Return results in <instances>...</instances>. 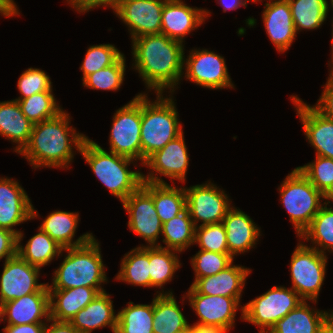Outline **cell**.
I'll use <instances>...</instances> for the list:
<instances>
[{
    "instance_id": "cell-47",
    "label": "cell",
    "mask_w": 333,
    "mask_h": 333,
    "mask_svg": "<svg viewBox=\"0 0 333 333\" xmlns=\"http://www.w3.org/2000/svg\"><path fill=\"white\" fill-rule=\"evenodd\" d=\"M17 255V235L9 230L0 228V261Z\"/></svg>"
},
{
    "instance_id": "cell-31",
    "label": "cell",
    "mask_w": 333,
    "mask_h": 333,
    "mask_svg": "<svg viewBox=\"0 0 333 333\" xmlns=\"http://www.w3.org/2000/svg\"><path fill=\"white\" fill-rule=\"evenodd\" d=\"M154 295L153 333H177L190 325L174 294Z\"/></svg>"
},
{
    "instance_id": "cell-43",
    "label": "cell",
    "mask_w": 333,
    "mask_h": 333,
    "mask_svg": "<svg viewBox=\"0 0 333 333\" xmlns=\"http://www.w3.org/2000/svg\"><path fill=\"white\" fill-rule=\"evenodd\" d=\"M200 250L229 253L226 231L222 222L195 227V243Z\"/></svg>"
},
{
    "instance_id": "cell-14",
    "label": "cell",
    "mask_w": 333,
    "mask_h": 333,
    "mask_svg": "<svg viewBox=\"0 0 333 333\" xmlns=\"http://www.w3.org/2000/svg\"><path fill=\"white\" fill-rule=\"evenodd\" d=\"M122 205L128 213L129 230L142 238L147 243L146 246H159L163 223L156 212L152 195L141 185Z\"/></svg>"
},
{
    "instance_id": "cell-53",
    "label": "cell",
    "mask_w": 333,
    "mask_h": 333,
    "mask_svg": "<svg viewBox=\"0 0 333 333\" xmlns=\"http://www.w3.org/2000/svg\"><path fill=\"white\" fill-rule=\"evenodd\" d=\"M333 19V17H332ZM332 39L330 40L331 41V60L328 61V67L330 68L329 70H333V20H332Z\"/></svg>"
},
{
    "instance_id": "cell-13",
    "label": "cell",
    "mask_w": 333,
    "mask_h": 333,
    "mask_svg": "<svg viewBox=\"0 0 333 333\" xmlns=\"http://www.w3.org/2000/svg\"><path fill=\"white\" fill-rule=\"evenodd\" d=\"M187 149L183 132L145 161L142 166L149 168L150 172L143 174V181L167 184L161 177L164 176L170 178L171 183L175 184L177 180L185 183L190 161Z\"/></svg>"
},
{
    "instance_id": "cell-30",
    "label": "cell",
    "mask_w": 333,
    "mask_h": 333,
    "mask_svg": "<svg viewBox=\"0 0 333 333\" xmlns=\"http://www.w3.org/2000/svg\"><path fill=\"white\" fill-rule=\"evenodd\" d=\"M142 186L152 195L156 212L162 223L171 220L186 209L184 187L147 181H143Z\"/></svg>"
},
{
    "instance_id": "cell-10",
    "label": "cell",
    "mask_w": 333,
    "mask_h": 333,
    "mask_svg": "<svg viewBox=\"0 0 333 333\" xmlns=\"http://www.w3.org/2000/svg\"><path fill=\"white\" fill-rule=\"evenodd\" d=\"M182 78L194 82L197 86L211 90L234 89L226 60L222 55L208 49H191L184 55Z\"/></svg>"
},
{
    "instance_id": "cell-22",
    "label": "cell",
    "mask_w": 333,
    "mask_h": 333,
    "mask_svg": "<svg viewBox=\"0 0 333 333\" xmlns=\"http://www.w3.org/2000/svg\"><path fill=\"white\" fill-rule=\"evenodd\" d=\"M50 319L49 291H37L3 304L7 325L47 323Z\"/></svg>"
},
{
    "instance_id": "cell-28",
    "label": "cell",
    "mask_w": 333,
    "mask_h": 333,
    "mask_svg": "<svg viewBox=\"0 0 333 333\" xmlns=\"http://www.w3.org/2000/svg\"><path fill=\"white\" fill-rule=\"evenodd\" d=\"M33 123L22 113L16 100L0 101V136L16 144L13 152L19 154L27 145Z\"/></svg>"
},
{
    "instance_id": "cell-27",
    "label": "cell",
    "mask_w": 333,
    "mask_h": 333,
    "mask_svg": "<svg viewBox=\"0 0 333 333\" xmlns=\"http://www.w3.org/2000/svg\"><path fill=\"white\" fill-rule=\"evenodd\" d=\"M79 221L78 212L55 210L49 213L38 227L65 249L83 245L94 236L87 232L75 239Z\"/></svg>"
},
{
    "instance_id": "cell-2",
    "label": "cell",
    "mask_w": 333,
    "mask_h": 333,
    "mask_svg": "<svg viewBox=\"0 0 333 333\" xmlns=\"http://www.w3.org/2000/svg\"><path fill=\"white\" fill-rule=\"evenodd\" d=\"M70 114L63 110L57 116L33 124L29 142L19 153L36 170L39 167L69 168L76 152L81 151L86 134L71 125ZM76 149L77 151H73ZM70 164V165H69Z\"/></svg>"
},
{
    "instance_id": "cell-51",
    "label": "cell",
    "mask_w": 333,
    "mask_h": 333,
    "mask_svg": "<svg viewBox=\"0 0 333 333\" xmlns=\"http://www.w3.org/2000/svg\"><path fill=\"white\" fill-rule=\"evenodd\" d=\"M217 4L223 7V12L230 10H236L241 6H244L247 8V2L245 0H216Z\"/></svg>"
},
{
    "instance_id": "cell-6",
    "label": "cell",
    "mask_w": 333,
    "mask_h": 333,
    "mask_svg": "<svg viewBox=\"0 0 333 333\" xmlns=\"http://www.w3.org/2000/svg\"><path fill=\"white\" fill-rule=\"evenodd\" d=\"M277 188L280 201L295 228L296 237L309 227L312 219L328 200L296 167ZM325 202H322L324 201Z\"/></svg>"
},
{
    "instance_id": "cell-32",
    "label": "cell",
    "mask_w": 333,
    "mask_h": 333,
    "mask_svg": "<svg viewBox=\"0 0 333 333\" xmlns=\"http://www.w3.org/2000/svg\"><path fill=\"white\" fill-rule=\"evenodd\" d=\"M179 252L159 246H149L150 287L162 288L158 294H173V291L164 292L163 285L172 281L174 274L182 266Z\"/></svg>"
},
{
    "instance_id": "cell-58",
    "label": "cell",
    "mask_w": 333,
    "mask_h": 333,
    "mask_svg": "<svg viewBox=\"0 0 333 333\" xmlns=\"http://www.w3.org/2000/svg\"><path fill=\"white\" fill-rule=\"evenodd\" d=\"M247 3L249 2V1H252L253 3H257V2H262V0H245ZM264 1V0H263Z\"/></svg>"
},
{
    "instance_id": "cell-38",
    "label": "cell",
    "mask_w": 333,
    "mask_h": 333,
    "mask_svg": "<svg viewBox=\"0 0 333 333\" xmlns=\"http://www.w3.org/2000/svg\"><path fill=\"white\" fill-rule=\"evenodd\" d=\"M13 100L18 102L22 113L33 124L53 118L63 111L53 91H44L24 99Z\"/></svg>"
},
{
    "instance_id": "cell-35",
    "label": "cell",
    "mask_w": 333,
    "mask_h": 333,
    "mask_svg": "<svg viewBox=\"0 0 333 333\" xmlns=\"http://www.w3.org/2000/svg\"><path fill=\"white\" fill-rule=\"evenodd\" d=\"M329 204L327 200L299 237L300 240L310 241L312 245L309 247L325 255L327 252L333 253V206Z\"/></svg>"
},
{
    "instance_id": "cell-9",
    "label": "cell",
    "mask_w": 333,
    "mask_h": 333,
    "mask_svg": "<svg viewBox=\"0 0 333 333\" xmlns=\"http://www.w3.org/2000/svg\"><path fill=\"white\" fill-rule=\"evenodd\" d=\"M109 151L141 161V93L115 111Z\"/></svg>"
},
{
    "instance_id": "cell-15",
    "label": "cell",
    "mask_w": 333,
    "mask_h": 333,
    "mask_svg": "<svg viewBox=\"0 0 333 333\" xmlns=\"http://www.w3.org/2000/svg\"><path fill=\"white\" fill-rule=\"evenodd\" d=\"M41 269L18 255L4 260L0 277V301L4 304L37 291H48V283H39Z\"/></svg>"
},
{
    "instance_id": "cell-3",
    "label": "cell",
    "mask_w": 333,
    "mask_h": 333,
    "mask_svg": "<svg viewBox=\"0 0 333 333\" xmlns=\"http://www.w3.org/2000/svg\"><path fill=\"white\" fill-rule=\"evenodd\" d=\"M141 92V163L183 133L173 94L156 93L150 100ZM166 95V96H163Z\"/></svg>"
},
{
    "instance_id": "cell-40",
    "label": "cell",
    "mask_w": 333,
    "mask_h": 333,
    "mask_svg": "<svg viewBox=\"0 0 333 333\" xmlns=\"http://www.w3.org/2000/svg\"><path fill=\"white\" fill-rule=\"evenodd\" d=\"M315 156V160L297 168L328 199L333 195V159Z\"/></svg>"
},
{
    "instance_id": "cell-23",
    "label": "cell",
    "mask_w": 333,
    "mask_h": 333,
    "mask_svg": "<svg viewBox=\"0 0 333 333\" xmlns=\"http://www.w3.org/2000/svg\"><path fill=\"white\" fill-rule=\"evenodd\" d=\"M310 302H301L277 321L268 333H322L333 320V311L316 309Z\"/></svg>"
},
{
    "instance_id": "cell-52",
    "label": "cell",
    "mask_w": 333,
    "mask_h": 333,
    "mask_svg": "<svg viewBox=\"0 0 333 333\" xmlns=\"http://www.w3.org/2000/svg\"><path fill=\"white\" fill-rule=\"evenodd\" d=\"M192 333H228V331L217 328L192 324Z\"/></svg>"
},
{
    "instance_id": "cell-55",
    "label": "cell",
    "mask_w": 333,
    "mask_h": 333,
    "mask_svg": "<svg viewBox=\"0 0 333 333\" xmlns=\"http://www.w3.org/2000/svg\"><path fill=\"white\" fill-rule=\"evenodd\" d=\"M177 333H192V324L189 325L187 328H185L184 330L182 331H179Z\"/></svg>"
},
{
    "instance_id": "cell-48",
    "label": "cell",
    "mask_w": 333,
    "mask_h": 333,
    "mask_svg": "<svg viewBox=\"0 0 333 333\" xmlns=\"http://www.w3.org/2000/svg\"><path fill=\"white\" fill-rule=\"evenodd\" d=\"M46 323L5 325L3 333H44Z\"/></svg>"
},
{
    "instance_id": "cell-46",
    "label": "cell",
    "mask_w": 333,
    "mask_h": 333,
    "mask_svg": "<svg viewBox=\"0 0 333 333\" xmlns=\"http://www.w3.org/2000/svg\"><path fill=\"white\" fill-rule=\"evenodd\" d=\"M67 3L75 9L77 13L86 14V12L93 10L94 8L107 7L111 8L113 12L125 1V0H66Z\"/></svg>"
},
{
    "instance_id": "cell-36",
    "label": "cell",
    "mask_w": 333,
    "mask_h": 333,
    "mask_svg": "<svg viewBox=\"0 0 333 333\" xmlns=\"http://www.w3.org/2000/svg\"><path fill=\"white\" fill-rule=\"evenodd\" d=\"M296 33L316 30L327 20L328 0H288Z\"/></svg>"
},
{
    "instance_id": "cell-57",
    "label": "cell",
    "mask_w": 333,
    "mask_h": 333,
    "mask_svg": "<svg viewBox=\"0 0 333 333\" xmlns=\"http://www.w3.org/2000/svg\"><path fill=\"white\" fill-rule=\"evenodd\" d=\"M328 2H330V3H328V6H330V7H328V10H330L331 8L333 9V0H330Z\"/></svg>"
},
{
    "instance_id": "cell-33",
    "label": "cell",
    "mask_w": 333,
    "mask_h": 333,
    "mask_svg": "<svg viewBox=\"0 0 333 333\" xmlns=\"http://www.w3.org/2000/svg\"><path fill=\"white\" fill-rule=\"evenodd\" d=\"M143 245L131 249L123 256L115 280L150 288L149 246Z\"/></svg>"
},
{
    "instance_id": "cell-20",
    "label": "cell",
    "mask_w": 333,
    "mask_h": 333,
    "mask_svg": "<svg viewBox=\"0 0 333 333\" xmlns=\"http://www.w3.org/2000/svg\"><path fill=\"white\" fill-rule=\"evenodd\" d=\"M262 21L267 36L279 53L287 52L294 43L297 33L288 1L264 0Z\"/></svg>"
},
{
    "instance_id": "cell-24",
    "label": "cell",
    "mask_w": 333,
    "mask_h": 333,
    "mask_svg": "<svg viewBox=\"0 0 333 333\" xmlns=\"http://www.w3.org/2000/svg\"><path fill=\"white\" fill-rule=\"evenodd\" d=\"M252 272L250 268L234 265L211 276L198 278L191 286L200 294L237 298L241 302L247 277Z\"/></svg>"
},
{
    "instance_id": "cell-25",
    "label": "cell",
    "mask_w": 333,
    "mask_h": 333,
    "mask_svg": "<svg viewBox=\"0 0 333 333\" xmlns=\"http://www.w3.org/2000/svg\"><path fill=\"white\" fill-rule=\"evenodd\" d=\"M117 317L111 295L106 291L81 309L71 320L70 324L80 333H92L93 330L109 327L113 333L117 328Z\"/></svg>"
},
{
    "instance_id": "cell-11",
    "label": "cell",
    "mask_w": 333,
    "mask_h": 333,
    "mask_svg": "<svg viewBox=\"0 0 333 333\" xmlns=\"http://www.w3.org/2000/svg\"><path fill=\"white\" fill-rule=\"evenodd\" d=\"M184 189L186 208L195 227L222 222L233 205L225 190L211 181L184 187ZM199 222L201 224L198 225Z\"/></svg>"
},
{
    "instance_id": "cell-26",
    "label": "cell",
    "mask_w": 333,
    "mask_h": 333,
    "mask_svg": "<svg viewBox=\"0 0 333 333\" xmlns=\"http://www.w3.org/2000/svg\"><path fill=\"white\" fill-rule=\"evenodd\" d=\"M50 318L56 321L70 320L100 293L95 288L75 287L69 289H48Z\"/></svg>"
},
{
    "instance_id": "cell-1",
    "label": "cell",
    "mask_w": 333,
    "mask_h": 333,
    "mask_svg": "<svg viewBox=\"0 0 333 333\" xmlns=\"http://www.w3.org/2000/svg\"><path fill=\"white\" fill-rule=\"evenodd\" d=\"M132 68L148 91L174 94L183 76L185 45L164 34H152L132 39ZM176 86V87H175Z\"/></svg>"
},
{
    "instance_id": "cell-56",
    "label": "cell",
    "mask_w": 333,
    "mask_h": 333,
    "mask_svg": "<svg viewBox=\"0 0 333 333\" xmlns=\"http://www.w3.org/2000/svg\"><path fill=\"white\" fill-rule=\"evenodd\" d=\"M3 320V303L0 301V322Z\"/></svg>"
},
{
    "instance_id": "cell-50",
    "label": "cell",
    "mask_w": 333,
    "mask_h": 333,
    "mask_svg": "<svg viewBox=\"0 0 333 333\" xmlns=\"http://www.w3.org/2000/svg\"><path fill=\"white\" fill-rule=\"evenodd\" d=\"M0 15L12 18L20 15L19 8L14 0H0Z\"/></svg>"
},
{
    "instance_id": "cell-12",
    "label": "cell",
    "mask_w": 333,
    "mask_h": 333,
    "mask_svg": "<svg viewBox=\"0 0 333 333\" xmlns=\"http://www.w3.org/2000/svg\"><path fill=\"white\" fill-rule=\"evenodd\" d=\"M182 301H189V305L199 318L194 325L217 327L229 331L235 327L236 313L241 310L240 319L243 320V306L237 298L212 296L198 293L191 285Z\"/></svg>"
},
{
    "instance_id": "cell-7",
    "label": "cell",
    "mask_w": 333,
    "mask_h": 333,
    "mask_svg": "<svg viewBox=\"0 0 333 333\" xmlns=\"http://www.w3.org/2000/svg\"><path fill=\"white\" fill-rule=\"evenodd\" d=\"M290 261L291 288L305 301L317 300L325 280L328 255L298 240Z\"/></svg>"
},
{
    "instance_id": "cell-37",
    "label": "cell",
    "mask_w": 333,
    "mask_h": 333,
    "mask_svg": "<svg viewBox=\"0 0 333 333\" xmlns=\"http://www.w3.org/2000/svg\"><path fill=\"white\" fill-rule=\"evenodd\" d=\"M117 314L115 333H153V299L151 304L128 302Z\"/></svg>"
},
{
    "instance_id": "cell-5",
    "label": "cell",
    "mask_w": 333,
    "mask_h": 333,
    "mask_svg": "<svg viewBox=\"0 0 333 333\" xmlns=\"http://www.w3.org/2000/svg\"><path fill=\"white\" fill-rule=\"evenodd\" d=\"M79 153L103 186L121 203L143 183V172L129 168L130 164L138 166L136 160L108 152L89 137Z\"/></svg>"
},
{
    "instance_id": "cell-29",
    "label": "cell",
    "mask_w": 333,
    "mask_h": 333,
    "mask_svg": "<svg viewBox=\"0 0 333 333\" xmlns=\"http://www.w3.org/2000/svg\"><path fill=\"white\" fill-rule=\"evenodd\" d=\"M24 233L21 232L17 236V255L28 262L30 265L40 269L49 265L56 257L63 256V248L57 244L47 233L40 227L38 232L34 234L23 246Z\"/></svg>"
},
{
    "instance_id": "cell-54",
    "label": "cell",
    "mask_w": 333,
    "mask_h": 333,
    "mask_svg": "<svg viewBox=\"0 0 333 333\" xmlns=\"http://www.w3.org/2000/svg\"><path fill=\"white\" fill-rule=\"evenodd\" d=\"M322 333H333V320L330 324L323 330Z\"/></svg>"
},
{
    "instance_id": "cell-17",
    "label": "cell",
    "mask_w": 333,
    "mask_h": 333,
    "mask_svg": "<svg viewBox=\"0 0 333 333\" xmlns=\"http://www.w3.org/2000/svg\"><path fill=\"white\" fill-rule=\"evenodd\" d=\"M167 0H125L113 13L128 28L131 40L161 34V16Z\"/></svg>"
},
{
    "instance_id": "cell-49",
    "label": "cell",
    "mask_w": 333,
    "mask_h": 333,
    "mask_svg": "<svg viewBox=\"0 0 333 333\" xmlns=\"http://www.w3.org/2000/svg\"><path fill=\"white\" fill-rule=\"evenodd\" d=\"M44 333H80L70 322L49 319L46 323Z\"/></svg>"
},
{
    "instance_id": "cell-34",
    "label": "cell",
    "mask_w": 333,
    "mask_h": 333,
    "mask_svg": "<svg viewBox=\"0 0 333 333\" xmlns=\"http://www.w3.org/2000/svg\"><path fill=\"white\" fill-rule=\"evenodd\" d=\"M162 242L159 247L174 250L180 254L195 243V226L190 213L186 208L182 213L175 216L162 225Z\"/></svg>"
},
{
    "instance_id": "cell-8",
    "label": "cell",
    "mask_w": 333,
    "mask_h": 333,
    "mask_svg": "<svg viewBox=\"0 0 333 333\" xmlns=\"http://www.w3.org/2000/svg\"><path fill=\"white\" fill-rule=\"evenodd\" d=\"M303 301L293 288L273 286L243 305V321L257 326L259 333H268L277 321Z\"/></svg>"
},
{
    "instance_id": "cell-19",
    "label": "cell",
    "mask_w": 333,
    "mask_h": 333,
    "mask_svg": "<svg viewBox=\"0 0 333 333\" xmlns=\"http://www.w3.org/2000/svg\"><path fill=\"white\" fill-rule=\"evenodd\" d=\"M211 12L205 8L191 7L185 0H167L161 16V34L185 44V36L204 24Z\"/></svg>"
},
{
    "instance_id": "cell-4",
    "label": "cell",
    "mask_w": 333,
    "mask_h": 333,
    "mask_svg": "<svg viewBox=\"0 0 333 333\" xmlns=\"http://www.w3.org/2000/svg\"><path fill=\"white\" fill-rule=\"evenodd\" d=\"M100 243L93 236L87 243L65 248L67 254L52 275L48 289H69L75 287L95 288L100 293L106 291L102 285L108 283L106 264L104 265ZM103 283V284H102Z\"/></svg>"
},
{
    "instance_id": "cell-45",
    "label": "cell",
    "mask_w": 333,
    "mask_h": 333,
    "mask_svg": "<svg viewBox=\"0 0 333 333\" xmlns=\"http://www.w3.org/2000/svg\"><path fill=\"white\" fill-rule=\"evenodd\" d=\"M329 77L323 87L321 96L313 105L322 115L333 119V70H329Z\"/></svg>"
},
{
    "instance_id": "cell-42",
    "label": "cell",
    "mask_w": 333,
    "mask_h": 333,
    "mask_svg": "<svg viewBox=\"0 0 333 333\" xmlns=\"http://www.w3.org/2000/svg\"><path fill=\"white\" fill-rule=\"evenodd\" d=\"M85 58L79 69L82 81L90 74L112 65L123 53L114 44L92 45L86 50Z\"/></svg>"
},
{
    "instance_id": "cell-44",
    "label": "cell",
    "mask_w": 333,
    "mask_h": 333,
    "mask_svg": "<svg viewBox=\"0 0 333 333\" xmlns=\"http://www.w3.org/2000/svg\"><path fill=\"white\" fill-rule=\"evenodd\" d=\"M52 87L51 78L44 70L30 67L18 78L17 88L21 96L15 99H24L36 93L53 91Z\"/></svg>"
},
{
    "instance_id": "cell-41",
    "label": "cell",
    "mask_w": 333,
    "mask_h": 333,
    "mask_svg": "<svg viewBox=\"0 0 333 333\" xmlns=\"http://www.w3.org/2000/svg\"><path fill=\"white\" fill-rule=\"evenodd\" d=\"M190 258L195 275L193 283L198 278L215 275L225 270L234 262V258L229 253H215L206 250H199Z\"/></svg>"
},
{
    "instance_id": "cell-59",
    "label": "cell",
    "mask_w": 333,
    "mask_h": 333,
    "mask_svg": "<svg viewBox=\"0 0 333 333\" xmlns=\"http://www.w3.org/2000/svg\"><path fill=\"white\" fill-rule=\"evenodd\" d=\"M328 202L330 203V205L333 203V195L328 198Z\"/></svg>"
},
{
    "instance_id": "cell-39",
    "label": "cell",
    "mask_w": 333,
    "mask_h": 333,
    "mask_svg": "<svg viewBox=\"0 0 333 333\" xmlns=\"http://www.w3.org/2000/svg\"><path fill=\"white\" fill-rule=\"evenodd\" d=\"M126 59L122 54L112 65L88 75L82 85L93 90L118 91L123 85Z\"/></svg>"
},
{
    "instance_id": "cell-18",
    "label": "cell",
    "mask_w": 333,
    "mask_h": 333,
    "mask_svg": "<svg viewBox=\"0 0 333 333\" xmlns=\"http://www.w3.org/2000/svg\"><path fill=\"white\" fill-rule=\"evenodd\" d=\"M290 98L303 125L306 140L316 151L315 155L333 159V119L322 115L298 95Z\"/></svg>"
},
{
    "instance_id": "cell-16",
    "label": "cell",
    "mask_w": 333,
    "mask_h": 333,
    "mask_svg": "<svg viewBox=\"0 0 333 333\" xmlns=\"http://www.w3.org/2000/svg\"><path fill=\"white\" fill-rule=\"evenodd\" d=\"M38 214L18 180L0 177V228L18 236L22 231L14 227L39 218Z\"/></svg>"
},
{
    "instance_id": "cell-21",
    "label": "cell",
    "mask_w": 333,
    "mask_h": 333,
    "mask_svg": "<svg viewBox=\"0 0 333 333\" xmlns=\"http://www.w3.org/2000/svg\"><path fill=\"white\" fill-rule=\"evenodd\" d=\"M226 231L229 254L235 256L255 248L261 238V228L238 207L232 206L222 220Z\"/></svg>"
}]
</instances>
